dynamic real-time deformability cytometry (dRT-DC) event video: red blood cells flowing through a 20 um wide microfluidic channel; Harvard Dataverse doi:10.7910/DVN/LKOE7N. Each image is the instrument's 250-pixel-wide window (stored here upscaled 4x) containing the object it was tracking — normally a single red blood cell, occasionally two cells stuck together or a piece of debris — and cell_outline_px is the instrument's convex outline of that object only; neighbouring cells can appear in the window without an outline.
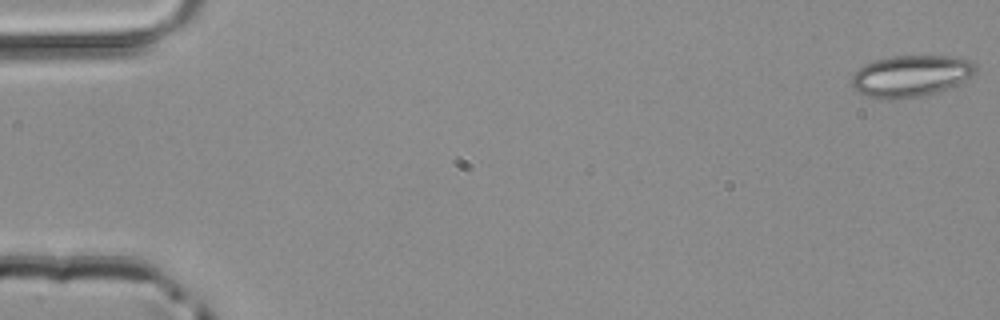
{"species": "common noctule bat (a hibernating species)", "species_latin": "Nyctalus noctula", "temperature_condition": "room temperature", "stored_images_in_passage": 50, "camera_frame_rate_fps": 3000, "um_per_image_px": 0.085, "animal": {"sex": "male", "body_mass_g": 20.4}, "frame": {"image": 1, "passage_image": 1, "time_ms": 0.0, "image_size_px": [1000, 320], "cell_outline_px": [[980, 68], [972, 76], [956, 84], [936, 92], [920, 96], [892, 100], [884, 100], [868, 96], [856, 92], [848, 84], [852, 76], [864, 64], [872, 60], [892, 56], [948, 56], [968, 60], [976, 64]], "centroid_in_image_um": [77.36, 6.46], "position_along_channel_um": 7.6, "area_um2": 30.29}}
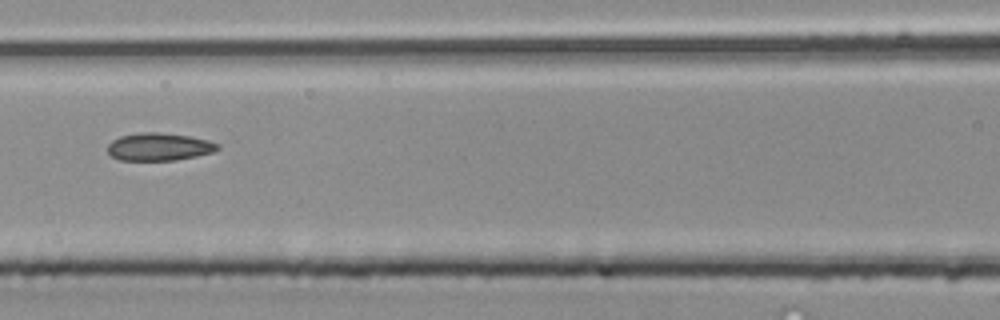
{"frame": {"image": 2, "passage_image": 23, "time_ms": 7.333, "image_size_px": [1000, 320], "cell_outline_px": [[220, 148], [212, 152], [196, 156], [176, 160], [120, 160], [112, 156], [108, 152], [108, 144], [112, 140], [120, 136], [140, 132], [160, 132], [188, 136], [208, 140], [220, 144]], "centroid_in_image_um": [13.52, 12.47], "position_along_channel_um": 153.1, "area_um2": 17.74}}
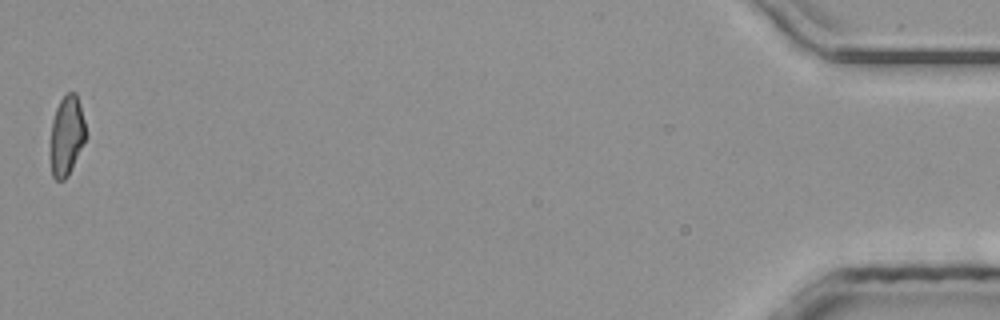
{"frame": {"image": 3, "passage_image": 50, "time_ms": 16.333, "image_size_px": [1000, 320], "cell_outline_px": [[88, 136], [68, 176], [64, 180], [56, 180], [52, 176], [52, 120], [56, 108], [60, 100], [68, 92], [76, 92], [80, 104]], "centroid_in_image_um": [5.71, 11.51], "position_along_channel_um": 429.5, "area_um2": 16.3}}